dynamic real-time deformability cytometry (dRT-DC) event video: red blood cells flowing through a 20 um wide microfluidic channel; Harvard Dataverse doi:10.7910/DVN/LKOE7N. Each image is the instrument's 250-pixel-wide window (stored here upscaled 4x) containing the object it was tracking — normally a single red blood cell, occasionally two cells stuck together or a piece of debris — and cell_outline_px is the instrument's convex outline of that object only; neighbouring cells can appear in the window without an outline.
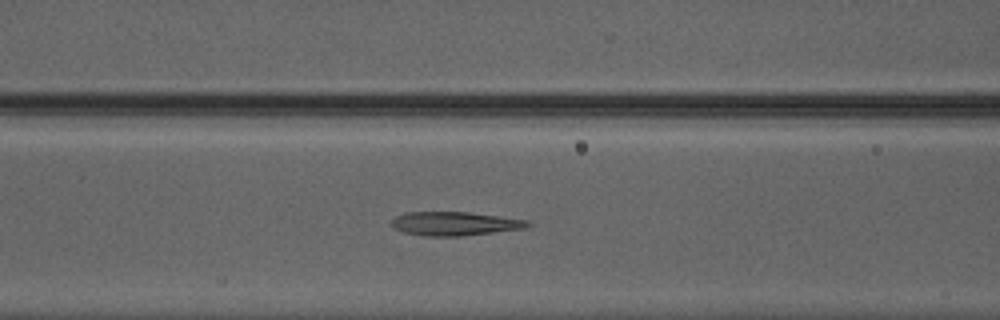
{"species": "Egyptian fruit bat (a non-hibernating species)", "species_latin": "Rousettus aegyptiacus", "temperature_condition": "warm", "stored_images_in_passage": 49, "camera_frame_rate_fps": 3000, "um_per_image_px": 0.085, "animal": {"sex": "male"}, "frame": {"image": 1, "passage_image": 21, "time_ms": 6.667, "image_size_px": [1000, 320], "cell_outline_px": [[532, 224], [524, 228], [460, 236], [428, 236], [404, 232], [392, 228], [388, 224], [396, 216], [408, 212], [468, 212], [528, 220]], "centroid_in_image_um": [38.6, 19.0], "position_along_channel_um": 128.0, "area_um2": 18.73}}
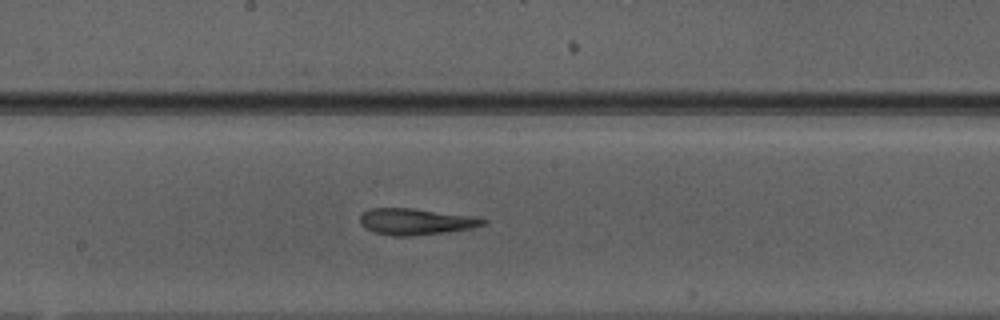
{"frame": {"image": 2, "passage_image": 27, "time_ms": 8.667, "image_size_px": [1000, 320], "cell_outline_px": [[488, 220], [484, 224], [468, 228], [448, 232], [412, 236], [392, 236], [372, 232], [364, 228], [360, 220], [360, 216], [364, 212], [372, 208], [412, 208], [476, 216]], "centroid_in_image_um": [35.33, 18.84], "position_along_channel_um": 212.9, "area_um2": 18.96}}
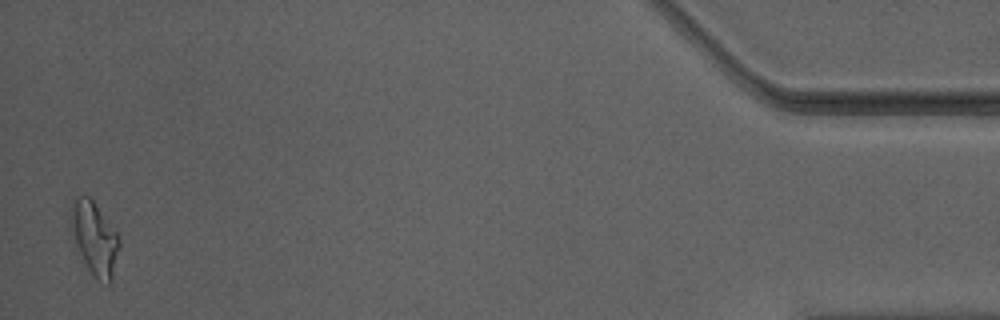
{"frame": {"image": 3, "passage_image": 48, "time_ms": 15.667, "image_size_px": [1000, 320], "cell_outline_px": [[120, 244], [112, 280], [108, 284], [96, 280], [88, 268], [76, 244], [68, 220], [72, 200], [76, 196], [88, 196], [92, 200], [116, 232], [120, 240]], "centroid_in_image_um": [8.02, 20.25], "position_along_channel_um": 427.2, "area_um2": 20.4}, "authors_computed_cell_mechanics": {"area_um2": 19.4208, "velocity_mm_per_s": 4.2595, "shape_relaxation_time_tau1_ms": null, "shape_relaxation_time_tau2_ms": 3.087, "deformation_change_tau1": null, "deformation_change_tau2": 0.1211}}